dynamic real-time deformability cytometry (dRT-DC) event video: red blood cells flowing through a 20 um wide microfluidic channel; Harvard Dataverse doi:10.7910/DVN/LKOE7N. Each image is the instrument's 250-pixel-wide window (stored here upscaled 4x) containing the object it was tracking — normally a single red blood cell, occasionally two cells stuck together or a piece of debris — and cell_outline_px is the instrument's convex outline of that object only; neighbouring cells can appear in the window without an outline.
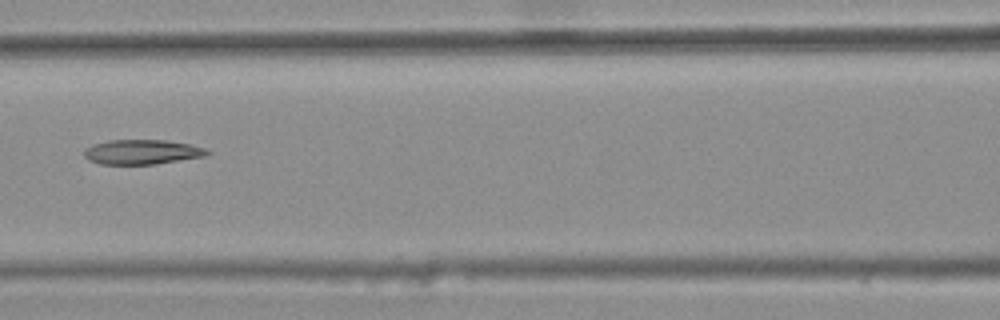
{"species": "common noctule bat (a hibernating species)", "species_latin": "Nyctalus noctula", "temperature_condition": "warm", "stored_images_in_passage": 8, "camera_frame_rate_fps": 3000, "um_per_image_px": 0.085, "animal": {"sex": "female", "body_mass_g": 25.1}, "frame": {"image": 1, "passage_image": 7, "time_ms": 2.0, "image_size_px": [1000, 320], "cell_outline_px": [[212, 152], [204, 156], [156, 164], [100, 164], [88, 160], [84, 156], [84, 148], [92, 144], [108, 140], [168, 140], [188, 144], [204, 148]], "centroid_in_image_um": [12.03, 12.91], "position_along_channel_um": 154.6, "area_um2": 17.74}}
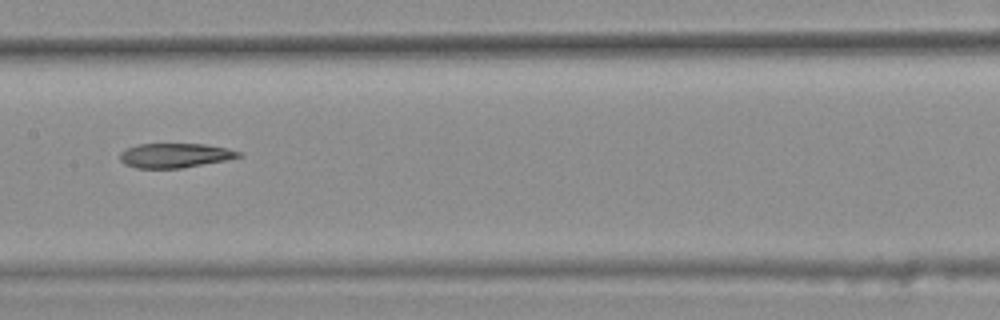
{"frame": {"image": 2, "passage_image": 8, "time_ms": 2.333, "image_size_px": [1000, 320], "cell_outline_px": [[244, 156], [228, 160], [180, 168], [136, 168], [124, 164], [120, 160], [120, 152], [124, 148], [136, 144], [204, 144], [228, 148], [244, 152]], "centroid_in_image_um": [14.9, 13.21], "position_along_channel_um": 192.5, "area_um2": 17.22}}